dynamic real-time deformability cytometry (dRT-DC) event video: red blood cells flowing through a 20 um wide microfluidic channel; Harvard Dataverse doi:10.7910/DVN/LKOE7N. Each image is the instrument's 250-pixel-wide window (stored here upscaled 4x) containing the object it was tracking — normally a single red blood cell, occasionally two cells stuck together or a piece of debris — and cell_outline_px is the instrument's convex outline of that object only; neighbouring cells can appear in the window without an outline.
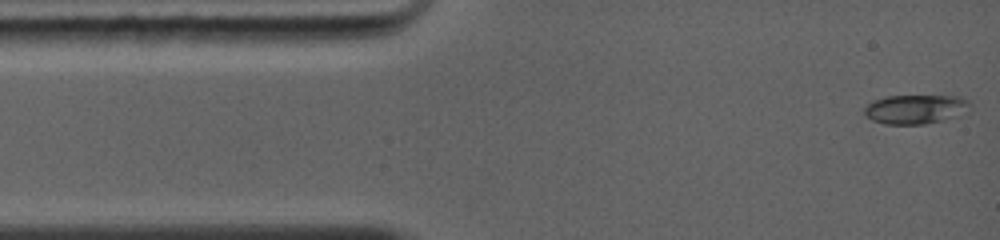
{"species": "common noctule bat (a hibernating species)", "species_latin": "Nyctalus noctula", "temperature_condition": "warm", "stored_images_in_passage": 94, "camera_frame_rate_fps": 5000, "um_per_image_px": 0.085, "animal": {"sex": "female", "body_mass_g": 19.0, "forearm_length_mm": 56.7}, "frame": {"image": 1, "passage_image": 1, "time_ms": 0.0, "image_size_px": [1000, 240], "cell_outline_px": [[972, 104], [940, 120], [924, 124], [884, 124], [872, 120], [864, 112], [864, 108], [872, 100], [888, 96], [960, 96], [968, 100]], "centroid_in_image_um": [77.68, 9.26], "position_along_channel_um": 7.3, "area_um2": 17.22}}
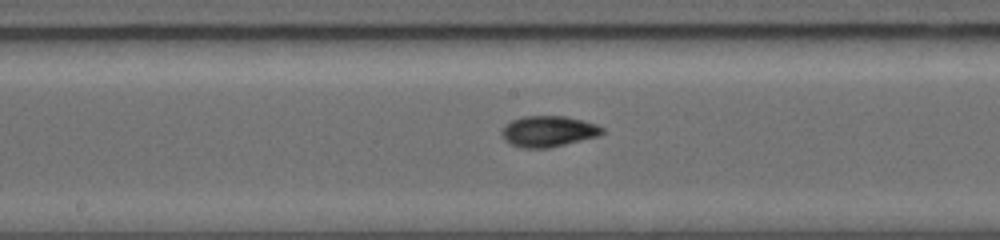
{"frame": {"image": 2, "passage_image": 41, "time_ms": 6.0, "image_size_px": [1000, 240], "cell_outline_px": [[604, 132], [600, 136], [548, 148], [520, 148], [504, 140], [500, 136], [500, 132], [504, 124], [512, 120], [524, 116], [564, 116], [584, 120], [596, 124], [604, 128]], "centroid_in_image_um": [46.59, 11.16], "position_along_channel_um": 201.6, "area_um2": 18.38}}
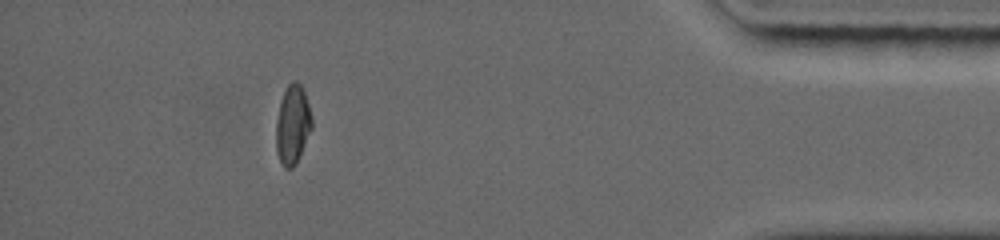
{"frame": {"image": 3, "passage_image": 80, "time_ms": 12.0, "image_size_px": [1000, 240], "cell_outline_px": [[312, 128], [296, 164], [292, 168], [284, 168], [280, 160], [276, 148], [276, 120], [280, 100], [288, 84], [292, 80], [296, 80], [300, 84], [304, 92], [312, 116]], "centroid_in_image_um": [24.87, 10.58], "position_along_channel_um": 410.3, "area_um2": 16.47}}